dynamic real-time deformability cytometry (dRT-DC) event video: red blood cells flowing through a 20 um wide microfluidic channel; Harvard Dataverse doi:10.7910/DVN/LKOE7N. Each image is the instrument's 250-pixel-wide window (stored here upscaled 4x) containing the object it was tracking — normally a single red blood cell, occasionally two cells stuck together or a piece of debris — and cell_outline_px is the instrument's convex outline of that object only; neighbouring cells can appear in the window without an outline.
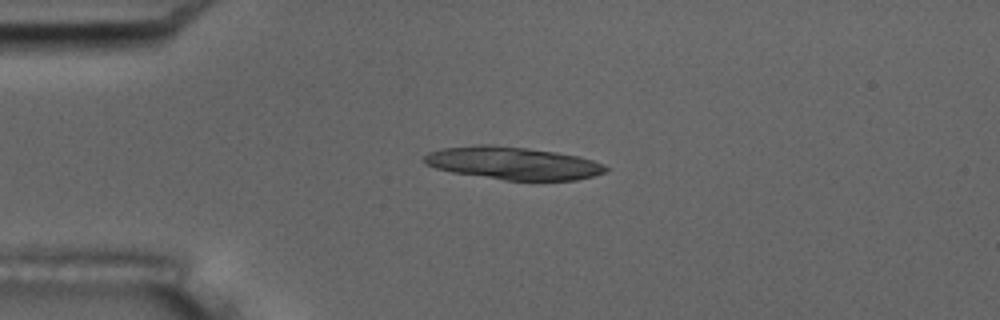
{"species": "common noctule bat (a hibernating species)", "species_latin": "Nyctalus noctula", "temperature_condition": "room temperature", "stored_images_in_passage": 5, "camera_frame_rate_fps": 3000, "um_per_image_px": 0.085, "animal": {"sex": "male", "body_mass_g": 17.5, "forearm_length_mm": 52.3}, "frame": {"image": 1, "passage_image": 4, "time_ms": 3.667, "image_size_px": [1000, 320], "cell_outline_px": [[608, 168], [604, 172], [592, 176], [576, 180], [504, 180], [452, 172], [436, 168], [424, 164], [424, 156], [428, 152], [440, 148], [476, 144], [488, 144], [528, 148], [556, 152], [580, 156], [604, 164]], "centroid_in_image_um": [43.57, 13.86], "position_along_channel_um": 41.4, "area_um2": 34.68}}